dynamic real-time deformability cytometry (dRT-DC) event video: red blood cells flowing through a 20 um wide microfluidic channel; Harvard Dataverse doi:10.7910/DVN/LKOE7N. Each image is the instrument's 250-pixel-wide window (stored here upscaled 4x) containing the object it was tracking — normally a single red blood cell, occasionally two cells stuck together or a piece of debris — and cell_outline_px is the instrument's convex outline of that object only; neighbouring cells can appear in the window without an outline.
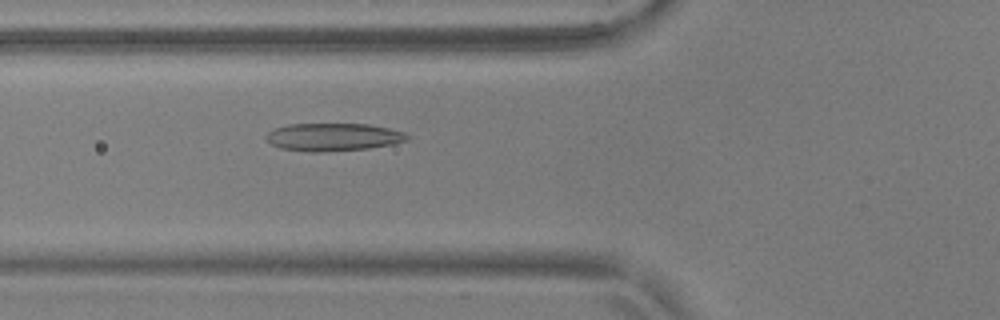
{"species": "common noctule bat (a hibernating species)", "species_latin": "Nyctalus noctula", "temperature_condition": "warm", "stored_images_in_passage": 26, "camera_frame_rate_fps": 3000, "um_per_image_px": 0.085, "animal": {"sex": "male", "body_mass_g": 17.9, "forearm_length_mm": 54.2}, "frame": {"image": 1, "passage_image": 10, "time_ms": 3.0, "image_size_px": [1000, 320], "cell_outline_px": [[408, 140], [392, 144], [368, 148], [320, 152], [312, 152], [280, 148], [272, 144], [264, 136], [268, 132], [276, 128], [288, 124], [368, 124], [388, 128], [404, 132], [408, 136]], "centroid_in_image_um": [28.31, 11.64], "position_along_channel_um": 97.5, "area_um2": 22.66}}
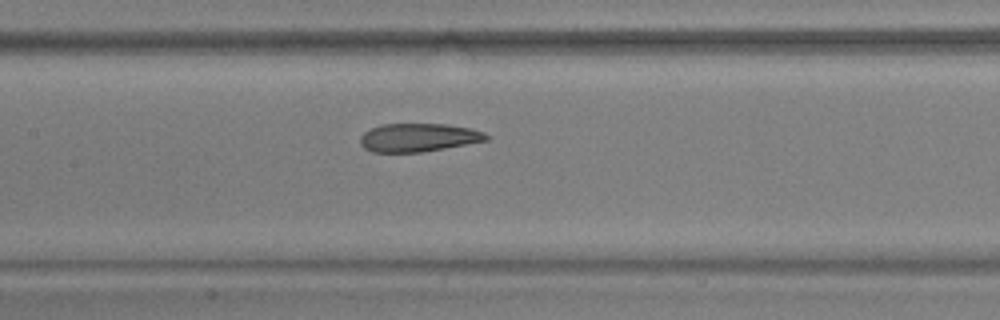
{"frame": {"image": 2, "passage_image": 16, "time_ms": 5.0, "image_size_px": [1000, 320], "cell_outline_px": [[488, 140], [444, 148], [420, 152], [372, 152], [364, 148], [360, 144], [360, 136], [364, 132], [380, 124], [444, 124], [468, 128], [484, 132], [488, 136]], "centroid_in_image_um": [35.52, 11.69], "position_along_channel_um": 171.9, "area_um2": 20.63}}
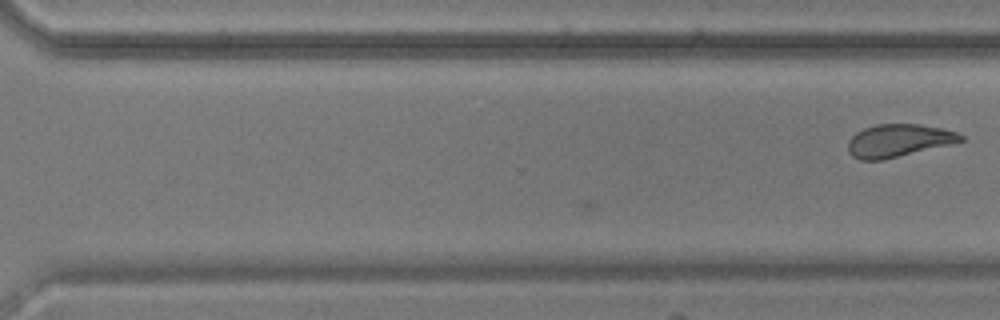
{"frame": {"image": 3, "passage_image": 26, "time_ms": 8.333, "image_size_px": [1000, 320], "cell_outline_px": [[964, 140], [884, 160], [860, 160], [852, 156], [848, 152], [848, 140], [856, 132], [864, 128], [876, 124], [916, 124], [940, 128], [956, 132], [964, 136]], "centroid_in_image_um": [76.31, 11.95], "position_along_channel_um": 294.3, "area_um2": 21.27}}